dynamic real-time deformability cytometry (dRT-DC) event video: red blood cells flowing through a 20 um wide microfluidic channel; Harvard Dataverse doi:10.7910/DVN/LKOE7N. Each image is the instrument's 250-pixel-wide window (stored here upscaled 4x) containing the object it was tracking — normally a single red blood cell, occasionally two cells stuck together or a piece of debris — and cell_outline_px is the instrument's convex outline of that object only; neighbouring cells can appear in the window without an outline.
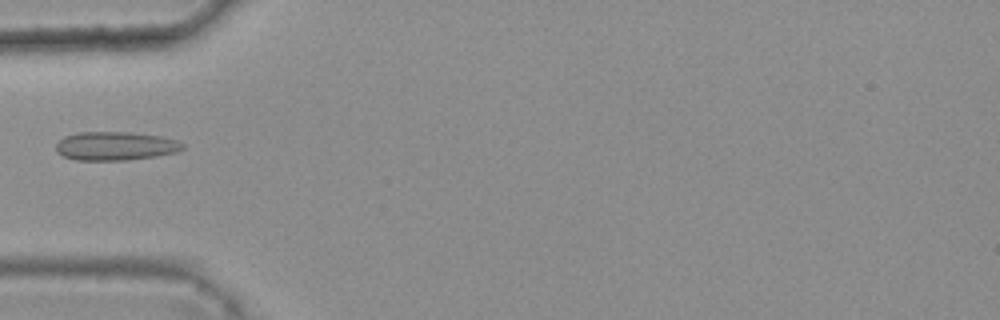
{"species": "common noctule bat (a hibernating species)", "species_latin": "Nyctalus noctula", "temperature_condition": "warm", "stored_images_in_passage": 2, "camera_frame_rate_fps": 3000, "um_per_image_px": 0.085, "animal": {"sex": "female", "body_mass_g": 25.1}, "frame": {"image": 1, "passage_image": 2, "time_ms": 0.333, "image_size_px": [1000, 320], "cell_outline_px": [[184, 148], [176, 152], [156, 156], [128, 160], [76, 160], [64, 156], [56, 152], [56, 144], [64, 136], [80, 132], [132, 132], [164, 136], [176, 140], [184, 144]], "centroid_in_image_um": [9.83, 12.4], "position_along_channel_um": 75.2, "area_um2": 21.27}}